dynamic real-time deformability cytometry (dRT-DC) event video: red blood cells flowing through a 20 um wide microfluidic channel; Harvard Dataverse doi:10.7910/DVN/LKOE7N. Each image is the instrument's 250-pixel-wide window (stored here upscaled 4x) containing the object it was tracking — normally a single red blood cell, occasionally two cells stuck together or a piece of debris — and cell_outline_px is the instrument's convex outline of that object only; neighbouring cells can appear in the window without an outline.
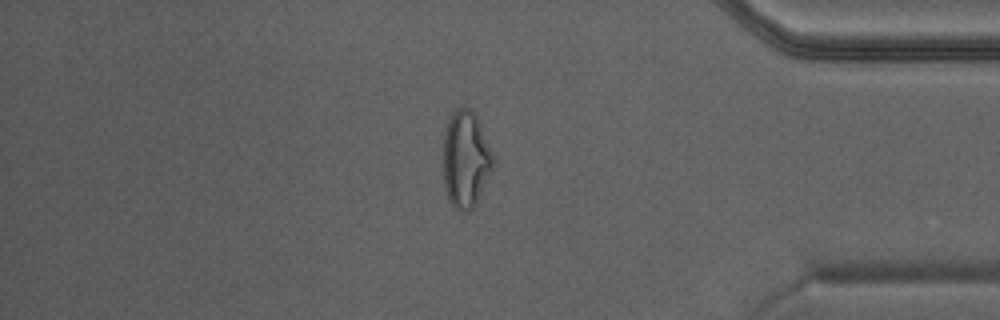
{"species": "Egyptian fruit bat (a non-hibernating species)", "species_latin": "Rousettus aegyptiacus", "temperature_condition": "warm", "stored_images_in_passage": 43, "camera_frame_rate_fps": 3000, "um_per_image_px": 0.085, "animal": {"sex": "male"}, "frame": {"image": 1, "passage_image": 37, "time_ms": 12.0, "image_size_px": [1000, 320], "cell_outline_px": [[496, 164], [476, 204], [468, 212], [464, 212], [456, 208], [452, 204], [444, 188], [444, 136], [448, 120], [452, 112], [456, 108], [472, 108], [496, 156]], "centroid_in_image_um": [39.64, 13.53], "position_along_channel_um": 395.6, "area_um2": 28.55}}